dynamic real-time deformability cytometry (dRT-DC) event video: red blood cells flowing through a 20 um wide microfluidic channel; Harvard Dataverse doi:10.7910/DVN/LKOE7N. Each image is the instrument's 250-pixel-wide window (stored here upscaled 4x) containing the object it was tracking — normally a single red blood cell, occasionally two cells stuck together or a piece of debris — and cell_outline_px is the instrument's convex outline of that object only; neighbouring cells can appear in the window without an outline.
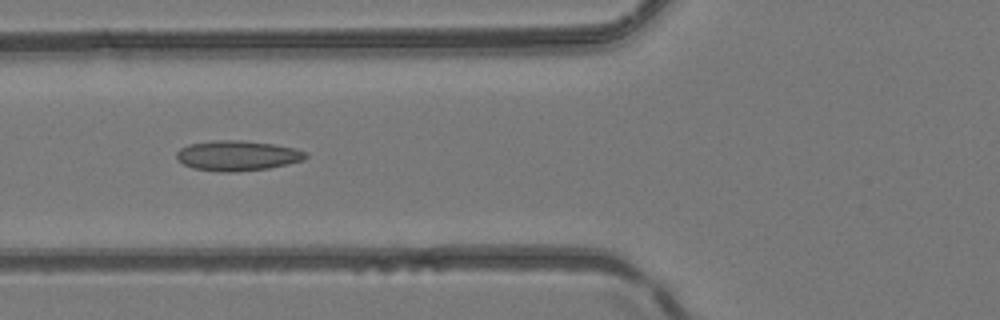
{"species": "common noctule bat (a hibernating species)", "species_latin": "Nyctalus noctula", "temperature_condition": "room temperature", "stored_images_in_passage": 12, "camera_frame_rate_fps": 3000, "um_per_image_px": 0.085, "animal": {"sex": "female", "body_mass_g": 24.6, "forearm_length_mm": 56.2}, "frame": {"image": 1, "passage_image": 6, "time_ms": 1.667, "image_size_px": [1000, 320], "cell_outline_px": [[308, 156], [304, 160], [288, 164], [268, 168], [236, 172], [220, 172], [192, 168], [184, 164], [176, 156], [176, 152], [180, 148], [188, 144], [212, 140], [240, 140], [276, 144], [308, 152]], "centroid_in_image_um": [20.18, 13.22], "position_along_channel_um": 105.6, "area_um2": 22.83}}
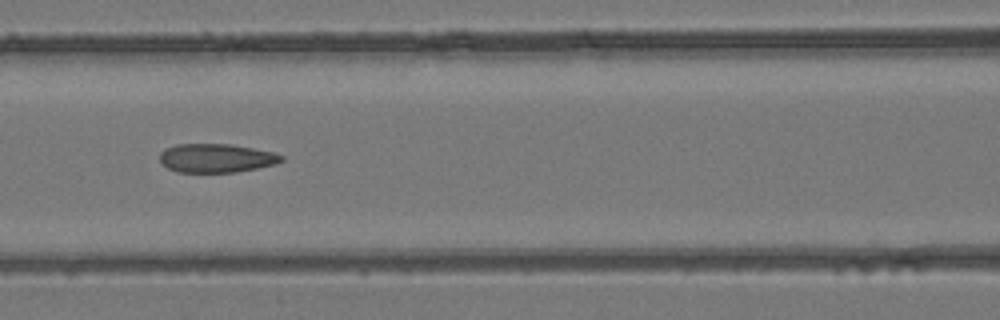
{"frame": {"image": 2, "passage_image": 9, "time_ms": 2.667, "image_size_px": [1000, 320], "cell_outline_px": [[284, 160], [276, 164], [236, 172], [176, 172], [168, 168], [160, 160], [160, 152], [164, 148], [176, 144], [232, 144], [272, 152], [284, 156]], "centroid_in_image_um": [18.37, 13.43], "position_along_channel_um": 148.2, "area_um2": 20.4}}